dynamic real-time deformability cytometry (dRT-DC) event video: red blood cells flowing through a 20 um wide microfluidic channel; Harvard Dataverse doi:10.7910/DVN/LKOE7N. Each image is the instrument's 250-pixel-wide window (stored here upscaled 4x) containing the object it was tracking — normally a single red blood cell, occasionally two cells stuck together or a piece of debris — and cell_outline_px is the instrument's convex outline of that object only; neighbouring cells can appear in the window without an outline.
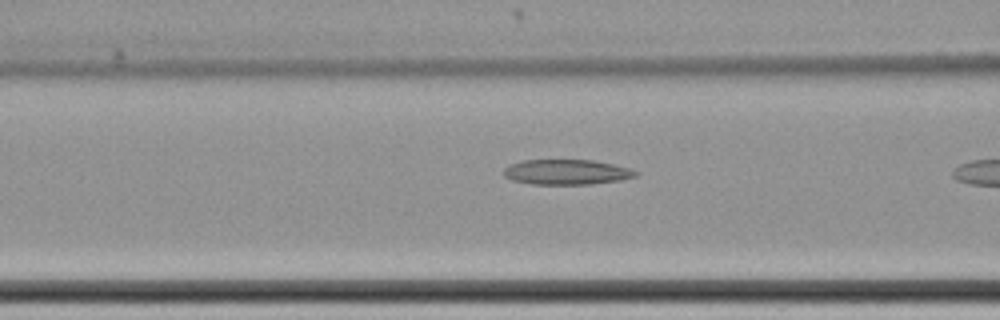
{"species": "common noctule bat (a hibernating species)", "species_latin": "Nyctalus noctula", "temperature_condition": "cold", "stored_images_in_passage": 7, "camera_frame_rate_fps": 3000, "um_per_image_px": 0.085, "animal": {"sex": "female", "body_mass_g": 22.7, "forearm_length_mm": 54.2}, "frame": {"image": 1, "passage_image": 6, "time_ms": 1.667, "image_size_px": [1000, 320], "cell_outline_px": [[640, 172], [636, 176], [620, 180], [592, 184], [532, 184], [512, 180], [504, 176], [504, 168], [508, 164], [524, 160], [592, 160], [612, 164], [628, 168]], "centroid_in_image_um": [48.14, 14.62], "position_along_channel_um": 118.5, "area_um2": 19.31}}